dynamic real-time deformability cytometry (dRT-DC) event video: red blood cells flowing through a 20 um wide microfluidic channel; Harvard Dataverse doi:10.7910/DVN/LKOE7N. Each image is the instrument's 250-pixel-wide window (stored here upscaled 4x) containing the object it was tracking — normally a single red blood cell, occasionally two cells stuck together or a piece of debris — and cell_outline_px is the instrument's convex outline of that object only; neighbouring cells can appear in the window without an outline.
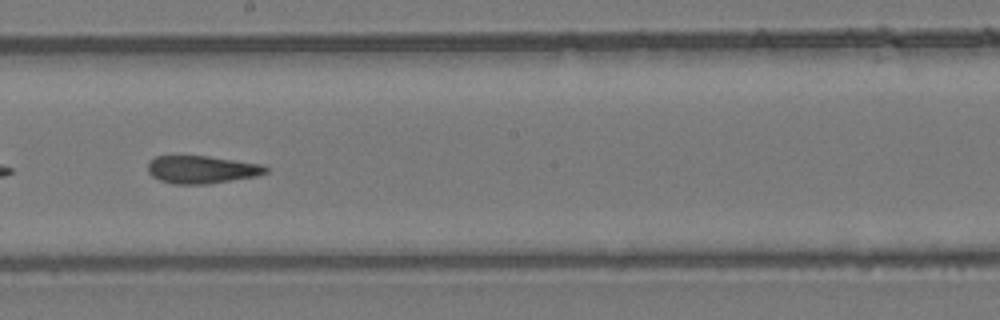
{"species": "common noctule bat (a hibernating species)", "species_latin": "Nyctalus noctula", "temperature_condition": "room temperature", "stored_images_in_passage": 29, "camera_frame_rate_fps": 3000, "um_per_image_px": 0.085, "animal": {"sex": "female", "body_mass_g": 24.6, "forearm_length_mm": 56.2}, "frame": {"image": 1, "passage_image": 13, "time_ms": 4.0, "image_size_px": [1000, 320], "cell_outline_px": [[268, 172], [256, 176], [208, 184], [172, 184], [160, 180], [152, 176], [148, 172], [148, 164], [156, 156], [208, 156], [260, 164], [268, 168]], "centroid_in_image_um": [17.14, 14.42], "position_along_channel_um": 231.1, "area_um2": 18.9}}
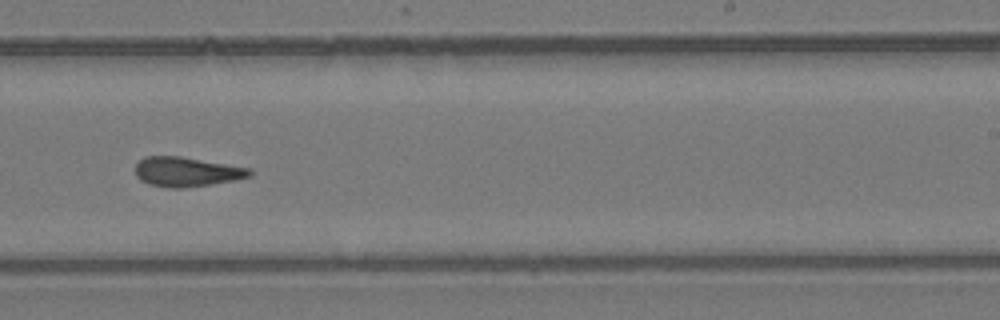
{"frame": {"image": 2, "passage_image": 16, "time_ms": 5.0, "image_size_px": [1000, 320], "cell_outline_px": [[252, 176], [236, 180], [180, 188], [168, 188], [148, 184], [140, 180], [136, 176], [136, 164], [144, 156], [180, 156], [252, 168]], "centroid_in_image_um": [15.87, 14.6], "position_along_channel_um": 273.1, "area_um2": 19.77}}